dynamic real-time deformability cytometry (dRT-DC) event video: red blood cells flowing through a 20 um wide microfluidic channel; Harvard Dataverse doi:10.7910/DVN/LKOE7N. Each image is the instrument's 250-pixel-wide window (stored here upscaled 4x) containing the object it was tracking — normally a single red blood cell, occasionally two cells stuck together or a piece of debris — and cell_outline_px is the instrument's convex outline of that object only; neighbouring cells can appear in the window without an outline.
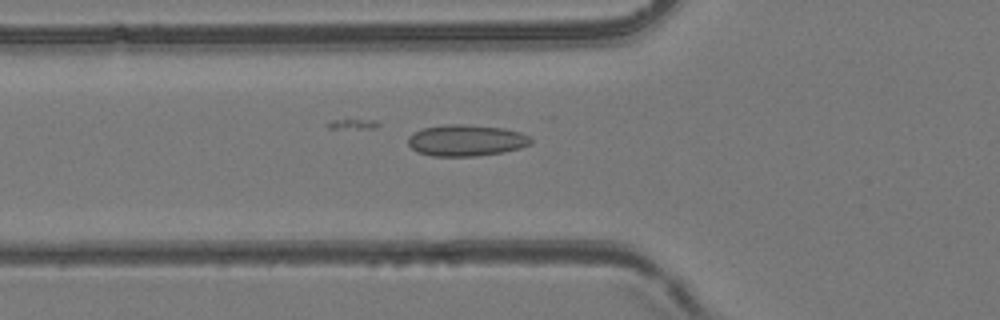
{"species": "common noctule bat (a hibernating species)", "species_latin": "Nyctalus noctula", "temperature_condition": "room temperature", "stored_images_in_passage": 37, "camera_frame_rate_fps": 3000, "um_per_image_px": 0.085, "animal": {"sex": "female", "body_mass_g": 24.6, "forearm_length_mm": 56.2}, "frame": {"image": 1, "passage_image": 3, "time_ms": 0.667, "image_size_px": [1000, 320], "cell_outline_px": [[532, 144], [520, 148], [504, 152], [476, 156], [432, 156], [416, 152], [408, 144], [408, 136], [412, 132], [424, 128], [444, 124], [464, 124], [504, 128], [520, 132], [528, 136], [532, 140]], "centroid_in_image_um": [39.61, 11.93], "position_along_channel_um": 86.2, "area_um2": 22.66}}
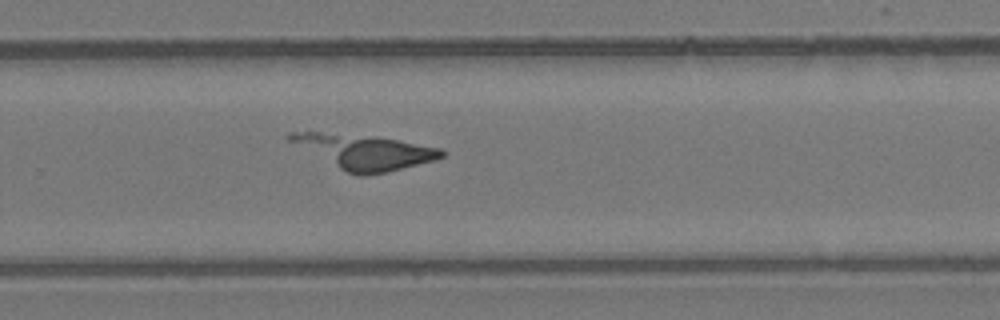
{"frame": {"image": 2, "passage_image": 19, "time_ms": 6.0, "image_size_px": [1000, 320], "cell_outline_px": [[448, 152], [444, 156], [436, 160], [388, 172], [364, 176], [360, 176], [348, 172], [340, 168], [288, 140], [284, 136], [288, 132], [320, 132], [372, 136], [396, 140], [440, 148]], "centroid_in_image_um": [31.02, 12.9], "position_along_channel_um": 298.8, "area_um2": 30.06}}
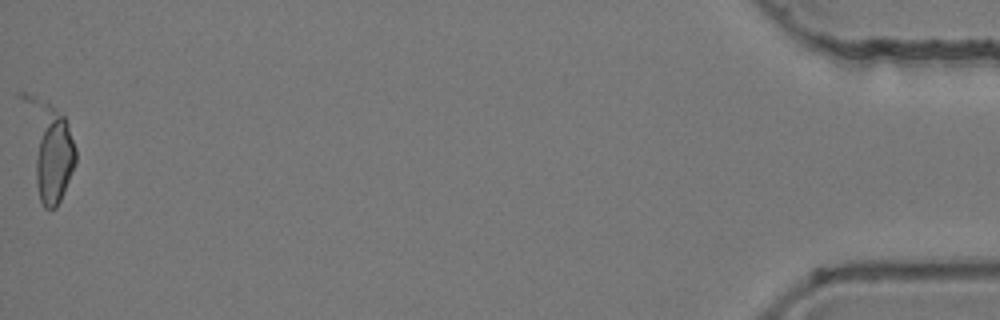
{"frame": {"image": 3, "passage_image": 37, "time_ms": 12.0, "image_size_px": [1000, 320], "cell_outline_px": [[76, 164], [60, 200], [56, 208], [44, 208], [40, 200], [36, 184], [16, 96], [20, 92], [28, 92], [48, 100], [64, 116], [68, 124], [76, 148]], "centroid_in_image_um": [4.04, 12.47], "position_along_channel_um": 431.2, "area_um2": 30.92}}